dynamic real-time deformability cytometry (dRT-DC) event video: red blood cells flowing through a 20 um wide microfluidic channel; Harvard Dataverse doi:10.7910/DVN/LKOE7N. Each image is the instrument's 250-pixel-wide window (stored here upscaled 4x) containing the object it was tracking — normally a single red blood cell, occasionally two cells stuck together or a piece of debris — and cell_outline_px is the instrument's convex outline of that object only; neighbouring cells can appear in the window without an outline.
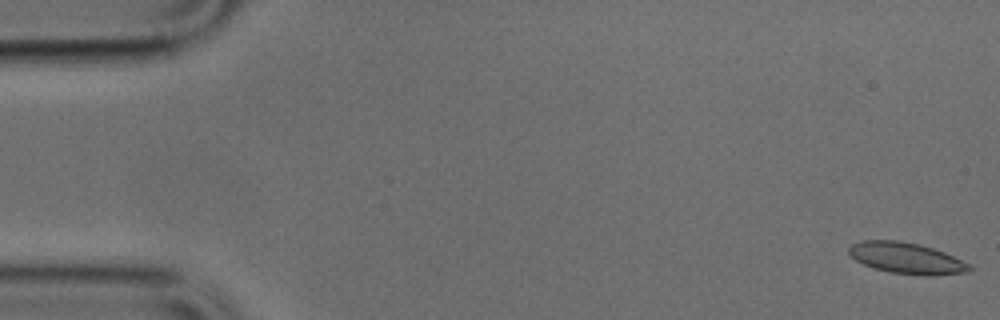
{"species": "common noctule bat (a hibernating species)", "species_latin": "Nyctalus noctula", "temperature_condition": "cold", "stored_images_in_passage": 7, "camera_frame_rate_fps": 3000, "um_per_image_px": 0.085, "animal": {"sex": "male", "body_mass_g": 17.9, "forearm_length_mm": 54.2}, "frame": {"image": 1, "passage_image": 1, "time_ms": 0.0, "image_size_px": [1000, 320], "cell_outline_px": [[972, 268], [968, 272], [932, 276], [924, 276], [892, 272], [876, 268], [864, 264], [856, 260], [848, 252], [848, 248], [852, 244], [864, 240], [900, 240], [920, 244], [944, 252], [968, 264]], "centroid_in_image_um": [77.05, 21.94], "position_along_channel_um": 8.0, "area_um2": 21.68}}